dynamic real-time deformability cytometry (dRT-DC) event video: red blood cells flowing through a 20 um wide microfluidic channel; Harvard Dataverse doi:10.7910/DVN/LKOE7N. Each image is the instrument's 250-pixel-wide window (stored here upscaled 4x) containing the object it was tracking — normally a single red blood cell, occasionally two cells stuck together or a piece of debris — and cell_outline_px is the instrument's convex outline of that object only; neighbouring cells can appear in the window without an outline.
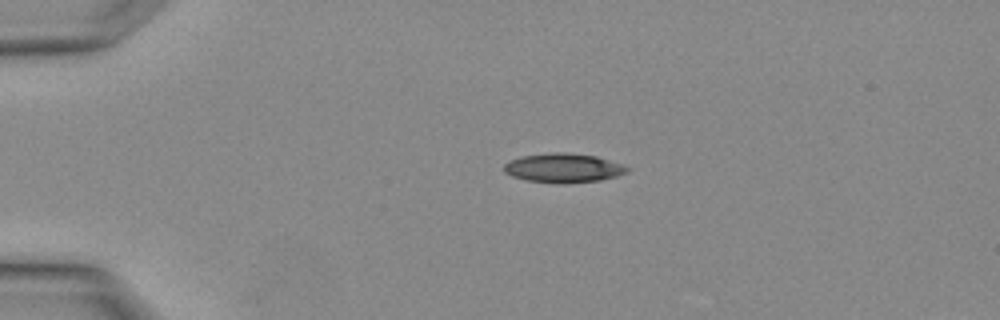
{"species": "Egyptian fruit bat (a non-hibernating species)", "species_latin": "Rousettus aegyptiacus", "temperature_condition": "warm", "stored_images_in_passage": 2, "camera_frame_rate_fps": 3000, "um_per_image_px": 0.085, "animal": {"sex": "female"}, "frame": {"image": 1, "passage_image": 1, "time_ms": 0.0, "image_size_px": [1000, 320], "cell_outline_px": [[628, 172], [616, 176], [600, 180], [564, 184], [560, 184], [528, 180], [512, 176], [504, 172], [504, 164], [508, 160], [520, 156], [552, 152], [564, 152], [596, 156], [620, 164], [628, 168]], "centroid_in_image_um": [47.84, 14.27], "position_along_channel_um": 37.2, "area_um2": 20.92}}